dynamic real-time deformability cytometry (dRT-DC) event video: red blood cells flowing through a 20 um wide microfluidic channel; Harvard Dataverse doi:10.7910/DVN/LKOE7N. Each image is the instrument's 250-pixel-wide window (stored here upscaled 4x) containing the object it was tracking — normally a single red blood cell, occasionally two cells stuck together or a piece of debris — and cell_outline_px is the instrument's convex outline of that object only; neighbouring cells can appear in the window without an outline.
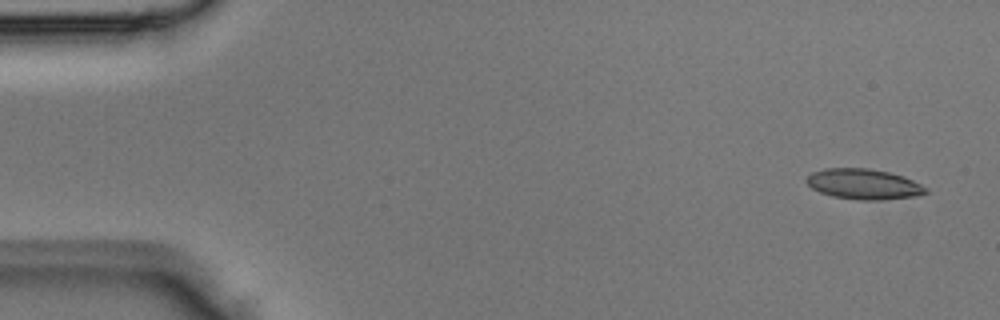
{"species": "Egyptian fruit bat (a non-hibernating species)", "species_latin": "Rousettus aegyptiacus", "temperature_condition": "room temperature", "stored_images_in_passage": 4, "camera_frame_rate_fps": 3000, "um_per_image_px": 0.085, "animal": {"sex": "male"}, "frame": {"image": 1, "passage_image": 1, "time_ms": 0.0, "image_size_px": [1000, 320], "cell_outline_px": [[928, 192], [920, 196], [880, 200], [860, 200], [832, 196], [820, 192], [812, 188], [804, 180], [812, 172], [824, 168], [868, 168], [888, 172], [904, 176], [928, 188]], "centroid_in_image_um": [73.43, 15.65], "position_along_channel_um": 11.6, "area_um2": 21.27}}
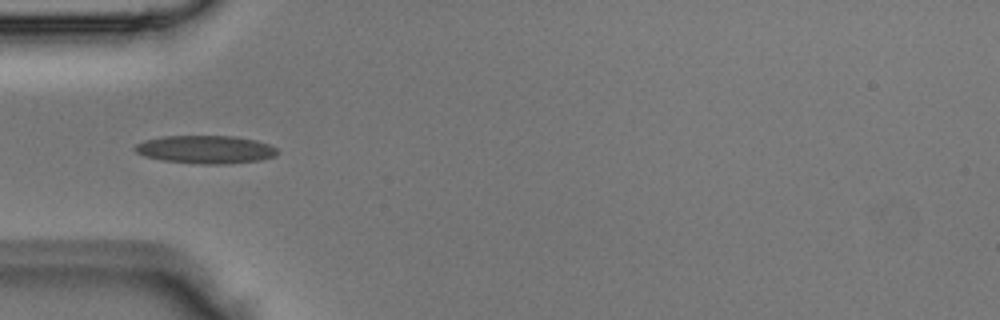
{"frame": {"image": 2, "passage_image": 4, "time_ms": 1.0, "image_size_px": [1000, 320], "cell_outline_px": [[276, 156], [260, 160], [224, 164], [200, 164], [164, 160], [144, 156], [136, 152], [132, 148], [136, 144], [144, 140], [164, 136], [236, 136], [256, 140], [268, 144], [276, 148]], "centroid_in_image_um": [17.46, 12.7], "position_along_channel_um": 67.5, "area_um2": 23.24}}